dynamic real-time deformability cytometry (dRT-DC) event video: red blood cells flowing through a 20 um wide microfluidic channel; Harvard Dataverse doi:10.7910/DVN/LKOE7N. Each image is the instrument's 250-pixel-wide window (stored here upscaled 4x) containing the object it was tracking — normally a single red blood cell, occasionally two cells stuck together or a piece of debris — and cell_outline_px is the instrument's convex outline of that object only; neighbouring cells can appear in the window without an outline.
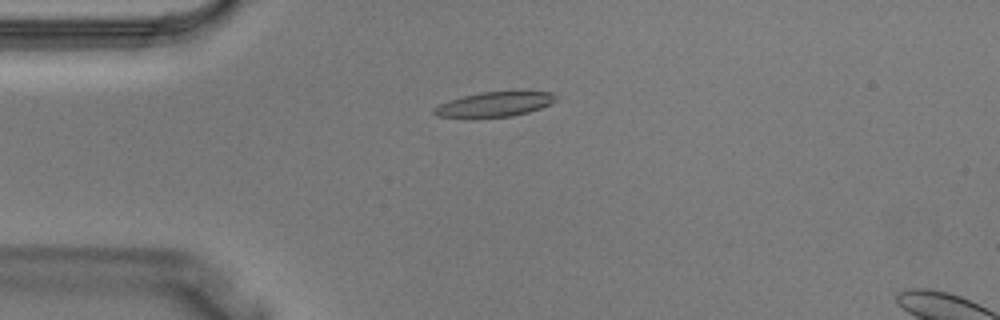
{"species": "Egyptian fruit bat (a non-hibernating species)", "species_latin": "Rousettus aegyptiacus", "temperature_condition": "warm", "stored_images_in_passage": 4, "camera_frame_rate_fps": 3000, "um_per_image_px": 0.085, "animal": {"sex": "male"}, "frame": {"image": 1, "passage_image": 3, "time_ms": 0.667, "image_size_px": [1000, 320], "cell_outline_px": [[556, 100], [552, 104], [528, 112], [512, 116], [472, 120], [468, 120], [436, 116], [432, 112], [432, 108], [448, 100], [480, 92], [552, 92], [556, 96]], "centroid_in_image_um": [41.93, 8.92], "position_along_channel_um": 43.1, "area_um2": 18.21}}